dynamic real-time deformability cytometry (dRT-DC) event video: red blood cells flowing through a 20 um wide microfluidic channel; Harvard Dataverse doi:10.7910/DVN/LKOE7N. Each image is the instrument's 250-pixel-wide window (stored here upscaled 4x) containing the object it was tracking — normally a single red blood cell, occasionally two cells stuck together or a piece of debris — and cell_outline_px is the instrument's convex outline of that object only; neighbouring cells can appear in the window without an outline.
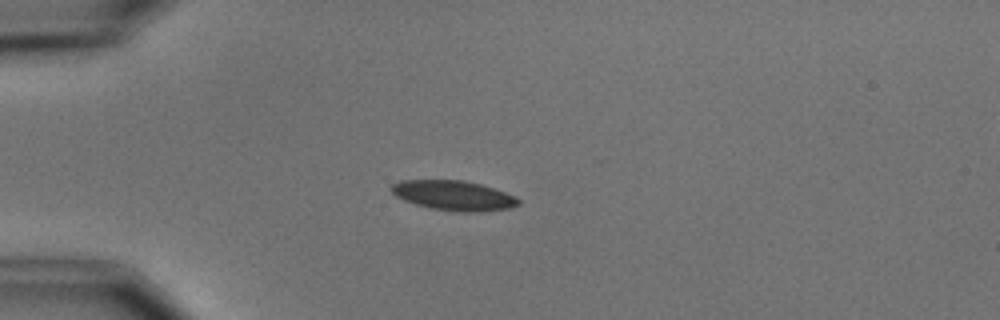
{"species": "common noctule bat (a hibernating species)", "species_latin": "Nyctalus noctula", "temperature_condition": "cold", "stored_images_in_passage": 6, "camera_frame_rate_fps": 3000, "um_per_image_px": 0.085, "animal": {"sex": "male", "body_mass_g": 15.6}, "frame": {"image": 1, "passage_image": 4, "time_ms": 3.667, "image_size_px": [1000, 320], "cell_outline_px": [[520, 204], [512, 208], [480, 212], [456, 212], [432, 208], [416, 204], [404, 200], [396, 196], [388, 188], [392, 184], [400, 180], [464, 180], [480, 184], [516, 196], [520, 200]], "centroid_in_image_um": [38.56, 16.62], "position_along_channel_um": 46.4, "area_um2": 22.2}}